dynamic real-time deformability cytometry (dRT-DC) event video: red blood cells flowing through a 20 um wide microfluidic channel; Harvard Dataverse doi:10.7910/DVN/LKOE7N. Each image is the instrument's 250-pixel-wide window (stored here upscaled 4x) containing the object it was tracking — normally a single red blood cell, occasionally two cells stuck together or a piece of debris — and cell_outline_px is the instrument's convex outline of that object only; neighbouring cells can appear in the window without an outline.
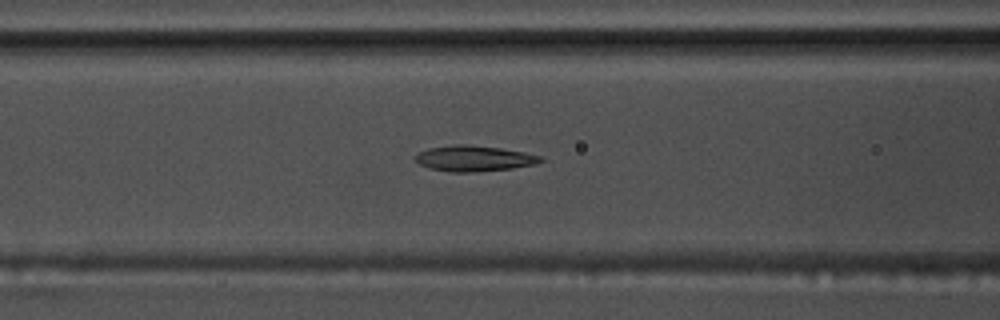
{"species": "common noctule bat (a hibernating species)", "species_latin": "Nyctalus noctula", "temperature_condition": "warm", "stored_images_in_passage": 56, "camera_frame_rate_fps": 3000, "um_per_image_px": 0.085, "animal": {"sex": "male", "body_mass_g": 17.5, "forearm_length_mm": 52.3}, "frame": {"image": 1, "passage_image": 23, "time_ms": 7.333, "image_size_px": [1000, 320], "cell_outline_px": [[544, 160], [536, 164], [512, 168], [472, 172], [452, 172], [432, 168], [420, 164], [412, 156], [428, 148], [452, 144], [464, 144], [500, 148], [524, 152], [544, 156]], "centroid_in_image_um": [40.31, 13.46], "position_along_channel_um": 126.3, "area_um2": 18.73}}
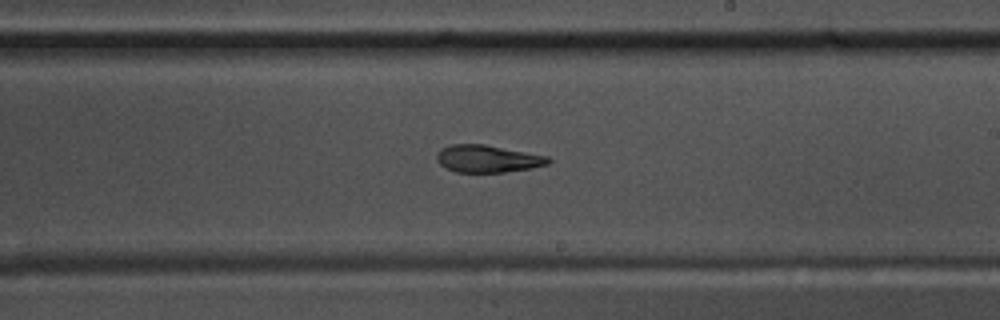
{"frame": {"image": 2, "passage_image": 33, "time_ms": 10.667, "image_size_px": [1000, 320], "cell_outline_px": [[552, 160], [548, 164], [532, 168], [504, 172], [456, 172], [440, 164], [436, 160], [436, 152], [440, 148], [452, 144], [484, 144], [548, 156]], "centroid_in_image_um": [41.43, 13.49], "position_along_channel_um": 247.6, "area_um2": 17.8}}
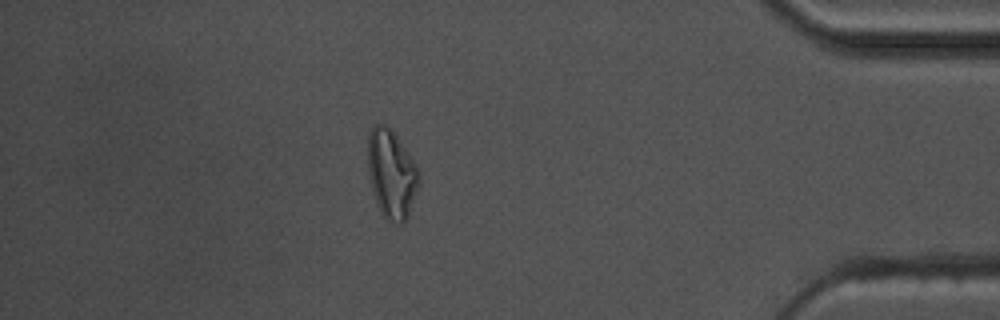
{"frame": {"image": 3, "passage_image": 49, "time_ms": 16.0, "image_size_px": [1000, 320], "cell_outline_px": [[420, 184], [408, 216], [404, 224], [396, 224], [388, 220], [380, 212], [372, 188], [368, 172], [368, 136], [372, 128], [376, 124], [384, 124], [396, 136], [408, 152], [416, 164], [420, 172]], "centroid_in_image_um": [33.3, 14.83], "position_along_channel_um": 401.9, "area_um2": 26.36}, "authors_computed_cell_mechanics": {"area_um2": 19.2474, "velocity_mm_per_s": 3.6498, "shape_relaxation_time_tau1_ms": null, "shape_relaxation_time_tau2_ms": 3.185, "deformation_change_tau1": null, "deformation_change_tau2": 0.0959}}